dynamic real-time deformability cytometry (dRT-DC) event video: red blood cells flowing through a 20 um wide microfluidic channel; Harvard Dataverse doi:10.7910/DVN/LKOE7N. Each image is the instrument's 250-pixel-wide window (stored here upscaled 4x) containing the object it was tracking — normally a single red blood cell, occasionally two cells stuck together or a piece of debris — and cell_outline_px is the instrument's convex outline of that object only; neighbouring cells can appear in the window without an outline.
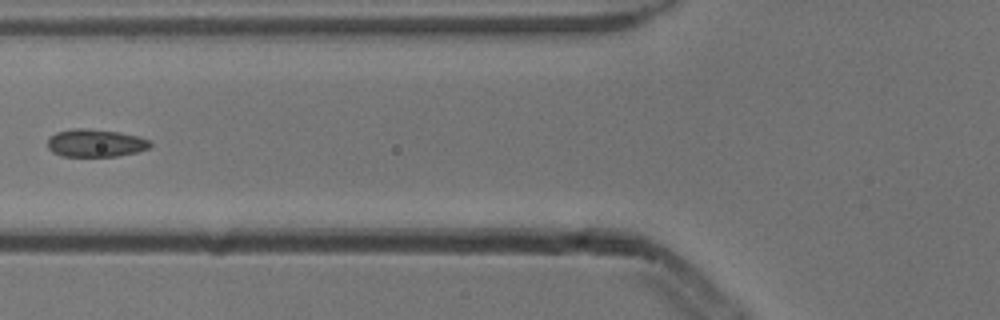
{"species": "common noctule bat (a hibernating species)", "species_latin": "Nyctalus noctula", "temperature_condition": "cold", "stored_images_in_passage": 4, "camera_frame_rate_fps": 3000, "um_per_image_px": 0.085, "animal": {"sex": "male", "body_mass_g": 13.3}, "frame": {"image": 1, "passage_image": 3, "time_ms": 0.667, "image_size_px": [1000, 320], "cell_outline_px": [[152, 144], [148, 148], [136, 152], [116, 156], [60, 156], [52, 152], [48, 148], [48, 140], [56, 132], [72, 128], [84, 128], [120, 132], [140, 136], [148, 140]], "centroid_in_image_um": [8.11, 12.15], "position_along_channel_um": 117.7, "area_um2": 16.59}}
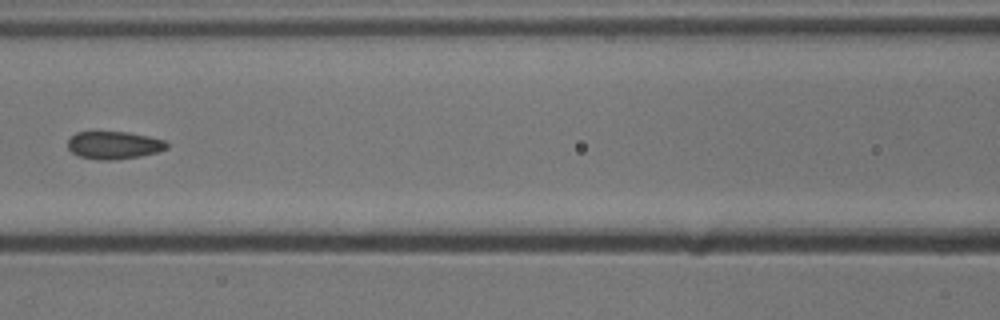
{"frame": {"image": 2, "passage_image": 4, "time_ms": 1.0, "image_size_px": [1000, 320], "cell_outline_px": [[168, 148], [156, 152], [140, 156], [116, 160], [96, 160], [80, 156], [72, 152], [68, 148], [68, 140], [76, 132], [128, 132], [148, 136], [164, 140], [168, 144]], "centroid_in_image_um": [9.68, 12.34], "position_along_channel_um": 156.9, "area_um2": 15.95}}